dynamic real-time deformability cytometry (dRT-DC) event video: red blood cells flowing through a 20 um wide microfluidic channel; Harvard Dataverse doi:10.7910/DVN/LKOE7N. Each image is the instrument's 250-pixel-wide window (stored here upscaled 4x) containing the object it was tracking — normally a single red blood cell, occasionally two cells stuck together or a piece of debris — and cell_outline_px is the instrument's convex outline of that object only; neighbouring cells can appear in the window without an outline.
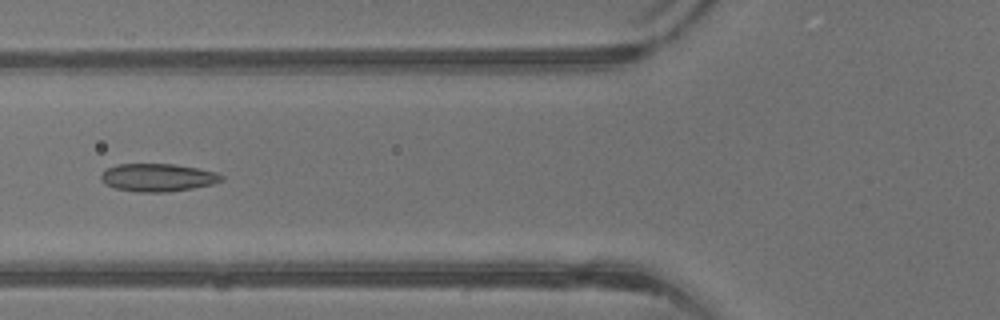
{"species": "common noctule bat (a hibernating species)", "species_latin": "Nyctalus noctula", "temperature_condition": "warm", "stored_images_in_passage": 40, "camera_frame_rate_fps": 3000, "um_per_image_px": 0.085, "animal": {"sex": "male", "body_mass_g": 13.3}, "frame": {"image": 1, "passage_image": 15, "time_ms": 4.667, "image_size_px": [1000, 320], "cell_outline_px": [[224, 180], [212, 184], [192, 188], [168, 192], [136, 192], [116, 188], [104, 184], [100, 180], [100, 176], [108, 168], [116, 164], [172, 164], [196, 168], [216, 172], [224, 176]], "centroid_in_image_um": [13.4, 15.09], "position_along_channel_um": 112.4, "area_um2": 19.54}}
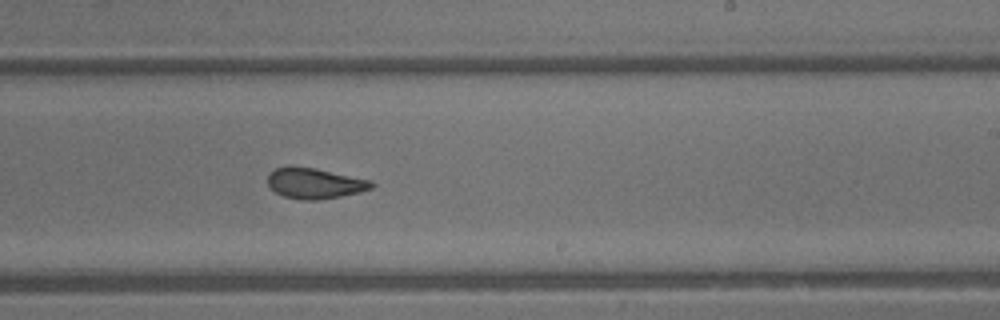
{"frame": {"image": 2, "passage_image": 24, "time_ms": 7.667, "image_size_px": [1000, 320], "cell_outline_px": [[376, 184], [372, 188], [360, 192], [320, 200], [300, 200], [284, 196], [276, 192], [268, 184], [268, 176], [276, 168], [288, 164], [292, 164], [316, 168], [372, 180]], "centroid_in_image_um": [26.77, 15.56], "position_along_channel_um": 262.2, "area_um2": 18.84}}
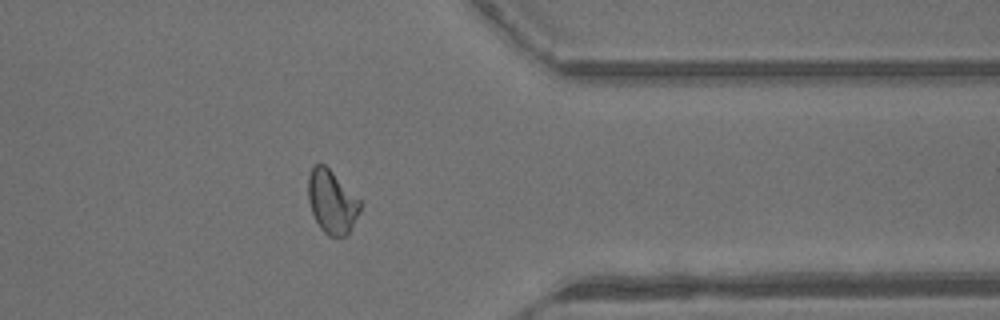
{"frame": {"image": 3, "passage_image": 32, "time_ms": 10.333, "image_size_px": [1000, 320], "cell_outline_px": [[360, 208], [348, 236], [328, 236], [320, 228], [312, 212], [308, 200], [308, 176], [312, 168], [316, 164], [324, 164], [360, 200]], "centroid_in_image_um": [28.19, 17.17], "position_along_channel_um": 383.2, "area_um2": 18.84}}